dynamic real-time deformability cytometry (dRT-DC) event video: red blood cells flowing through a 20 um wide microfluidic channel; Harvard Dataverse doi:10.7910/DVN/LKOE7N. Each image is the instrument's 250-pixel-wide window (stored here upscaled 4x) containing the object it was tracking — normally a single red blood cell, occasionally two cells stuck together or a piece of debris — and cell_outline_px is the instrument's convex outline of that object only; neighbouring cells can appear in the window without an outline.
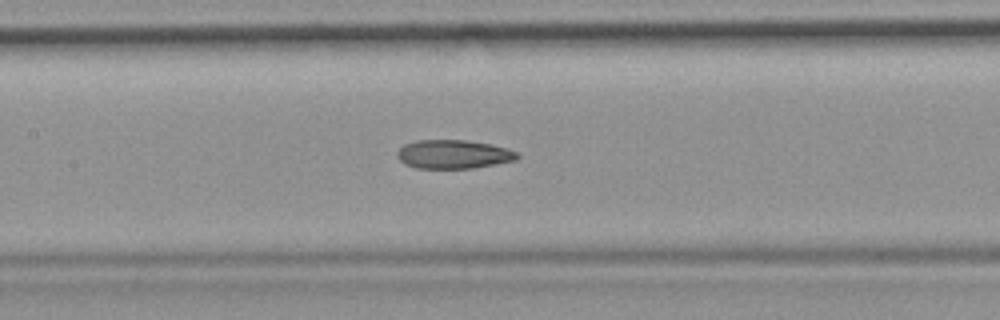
{"species": "common noctule bat (a hibernating species)", "species_latin": "Nyctalus noctula", "temperature_condition": "room temperature", "stored_images_in_passage": 45, "camera_frame_rate_fps": 3000, "um_per_image_px": 0.085, "animal": {"sex": "female", "body_mass_g": 19.9}, "frame": {"image": 1, "passage_image": 20, "time_ms": 6.333, "image_size_px": [1000, 320], "cell_outline_px": [[520, 156], [516, 160], [472, 168], [416, 168], [404, 164], [396, 156], [396, 152], [404, 144], [416, 140], [464, 140], [488, 144], [508, 148], [520, 152]], "centroid_in_image_um": [38.54, 13.11], "position_along_channel_um": 168.9, "area_um2": 20.17}}